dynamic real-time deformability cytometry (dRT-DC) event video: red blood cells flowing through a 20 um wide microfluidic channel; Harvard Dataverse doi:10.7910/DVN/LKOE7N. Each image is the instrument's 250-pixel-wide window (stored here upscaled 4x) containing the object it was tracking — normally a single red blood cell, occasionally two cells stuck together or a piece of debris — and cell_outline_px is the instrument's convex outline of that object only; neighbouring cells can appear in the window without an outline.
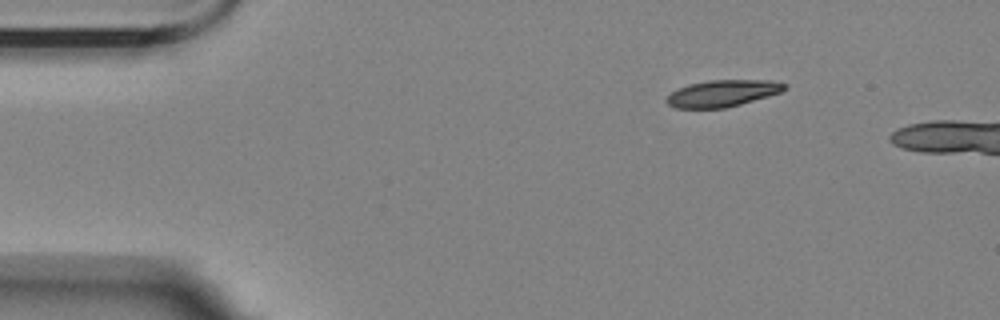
{"species": "Egyptian fruit bat (a non-hibernating species)", "species_latin": "Rousettus aegyptiacus", "temperature_condition": "room temperature", "stored_images_in_passage": 44, "camera_frame_rate_fps": 3000, "um_per_image_px": 0.085, "animal": {"sex": "female"}, "frame": {"image": 1, "passage_image": 1, "time_ms": 0.0, "image_size_px": [1000, 320], "cell_outline_px": [[788, 88], [780, 92], [768, 96], [740, 104], [724, 108], [676, 108], [668, 104], [664, 100], [672, 92], [688, 84], [708, 80], [772, 80], [788, 84]], "centroid_in_image_um": [61.43, 7.92], "position_along_channel_um": 23.6, "area_um2": 18.32}}
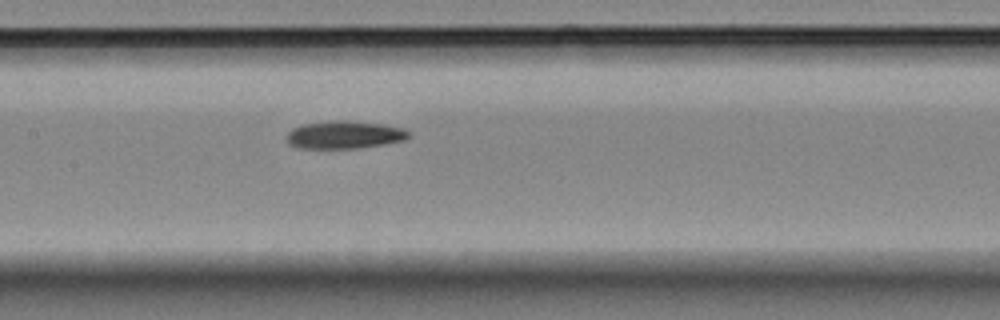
{"frame": {"image": 2, "passage_image": 20, "time_ms": 6.333, "image_size_px": [1000, 320], "cell_outline_px": [[408, 136], [404, 140], [384, 144], [356, 148], [300, 148], [288, 144], [288, 132], [292, 128], [300, 124], [336, 120], [348, 120], [384, 124], [404, 128], [408, 132]], "centroid_in_image_um": [29.26, 11.44], "position_along_channel_um": 178.1, "area_um2": 19.71}}
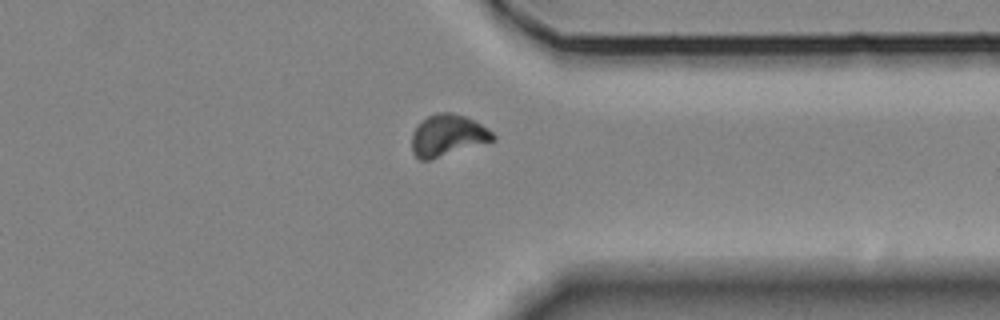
{"frame": {"image": 3, "passage_image": 37, "time_ms": 12.0, "image_size_px": [1000, 320], "cell_outline_px": [[496, 140], [432, 160], [420, 160], [412, 152], [412, 132], [416, 124], [428, 116], [436, 112], [452, 112], [464, 116], [488, 128], [496, 136]], "centroid_in_image_um": [38.04, 11.52], "position_along_channel_um": 373.4, "area_um2": 19.94}}